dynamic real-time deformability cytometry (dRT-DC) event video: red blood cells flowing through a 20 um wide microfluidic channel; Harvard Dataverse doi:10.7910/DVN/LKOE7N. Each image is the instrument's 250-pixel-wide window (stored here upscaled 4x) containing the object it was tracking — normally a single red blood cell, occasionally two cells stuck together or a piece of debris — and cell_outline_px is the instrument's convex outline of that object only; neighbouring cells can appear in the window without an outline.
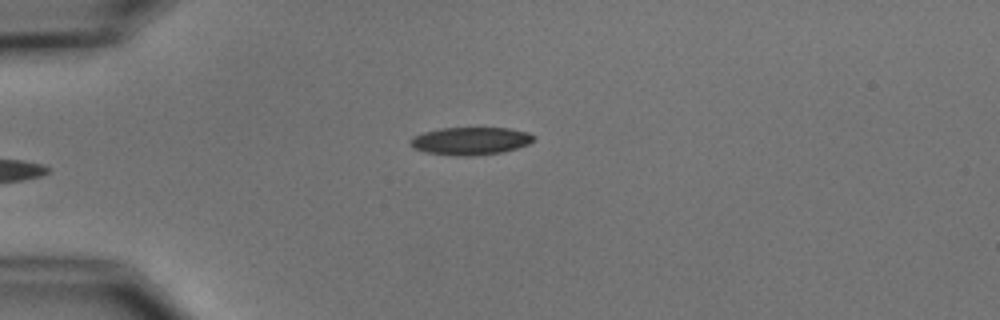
{"species": "common noctule bat (a hibernating species)", "species_latin": "Nyctalus noctula", "temperature_condition": "cold", "stored_images_in_passage": 4, "camera_frame_rate_fps": 3000, "um_per_image_px": 0.085, "animal": {"sex": "male", "body_mass_g": 15.6}, "frame": {"image": 1, "passage_image": 4, "time_ms": 4.667, "image_size_px": [1000, 320], "cell_outline_px": [[536, 136], [528, 144], [516, 148], [500, 152], [472, 156], [456, 156], [424, 152], [412, 148], [408, 144], [408, 140], [412, 136], [424, 132], [440, 128], [508, 128], [528, 132]], "centroid_in_image_um": [39.92, 11.98], "position_along_channel_um": 45.1, "area_um2": 20.06}}